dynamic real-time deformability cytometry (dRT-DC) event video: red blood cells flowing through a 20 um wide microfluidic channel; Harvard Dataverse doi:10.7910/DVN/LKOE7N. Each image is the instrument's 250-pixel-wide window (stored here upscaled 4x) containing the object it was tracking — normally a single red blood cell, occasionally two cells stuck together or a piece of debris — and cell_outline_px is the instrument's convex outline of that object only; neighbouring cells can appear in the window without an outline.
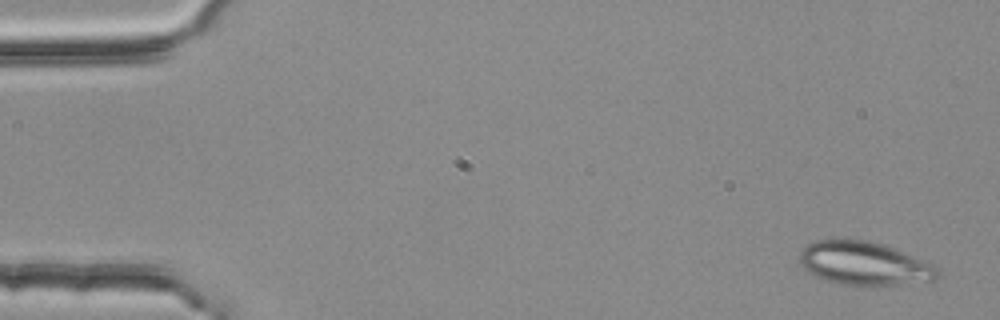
{"species": "common noctule bat (a hibernating species)", "species_latin": "Nyctalus noctula", "temperature_condition": "room temperature", "stored_images_in_passage": 3, "camera_frame_rate_fps": 3000, "um_per_image_px": 0.085, "animal": {"sex": "female", "body_mass_g": 25.1}, "frame": {"image": 1, "passage_image": 1, "time_ms": 0.0, "image_size_px": [1000, 320], "cell_outline_px": [[940, 276], [932, 280], [900, 284], [840, 284], [824, 280], [816, 276], [804, 268], [800, 260], [800, 252], [808, 244], [816, 240], [868, 240], [892, 248], [932, 264], [940, 272]], "centroid_in_image_um": [73.43, 22.39], "position_along_channel_um": 11.6, "area_um2": 33.99}}